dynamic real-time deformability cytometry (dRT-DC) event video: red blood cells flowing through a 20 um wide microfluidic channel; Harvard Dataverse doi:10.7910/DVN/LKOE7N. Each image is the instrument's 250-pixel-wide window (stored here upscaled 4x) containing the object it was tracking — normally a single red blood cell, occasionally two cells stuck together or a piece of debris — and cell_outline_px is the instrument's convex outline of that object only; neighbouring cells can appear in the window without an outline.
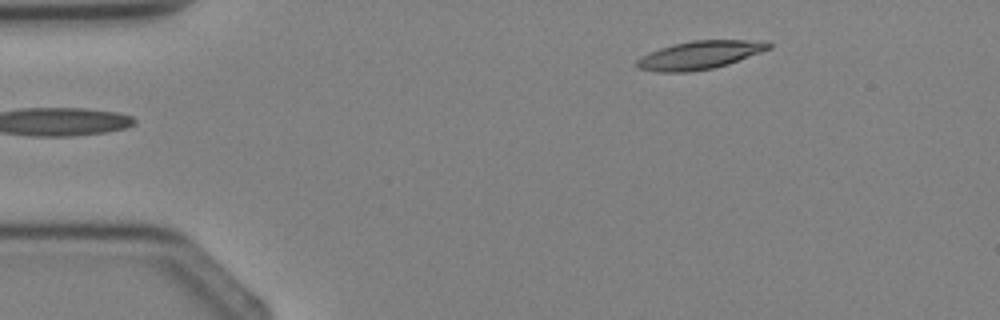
{"species": "Egyptian fruit bat (a non-hibernating species)", "species_latin": "Rousettus aegyptiacus", "temperature_condition": "cold", "stored_images_in_passage": 2, "camera_frame_rate_fps": 3000, "um_per_image_px": 0.085, "animal": {"sex": "female"}, "frame": {"image": 1, "passage_image": 1, "time_ms": 0.0, "image_size_px": [1000, 320], "cell_outline_px": [[772, 48], [728, 64], [712, 68], [688, 72], [656, 72], [636, 68], [632, 64], [640, 56], [648, 52], [672, 44], [692, 40], [744, 40], [772, 44]], "centroid_in_image_um": [59.35, 4.69], "position_along_channel_um": 25.6, "area_um2": 21.73}}
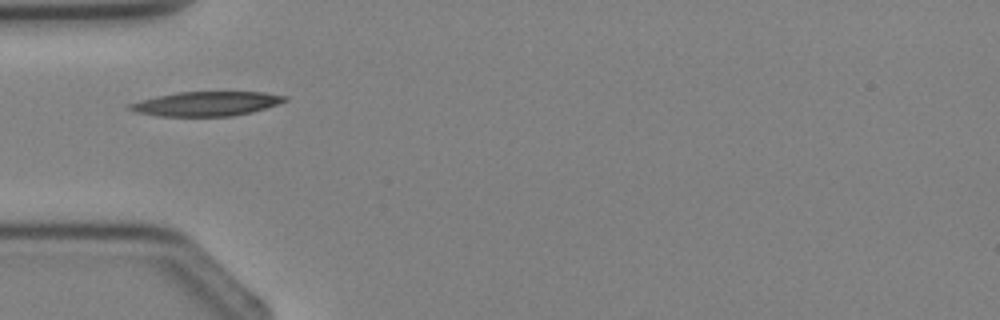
{"frame": {"image": 2, "passage_image": 2, "time_ms": 2.0, "image_size_px": [1000, 320], "cell_outline_px": [[288, 100], [252, 112], [232, 116], [156, 116], [136, 112], [128, 108], [128, 104], [140, 100], [156, 96], [176, 92], [264, 92], [288, 96]], "centroid_in_image_um": [17.52, 8.81], "position_along_channel_um": 67.5, "area_um2": 22.02}}